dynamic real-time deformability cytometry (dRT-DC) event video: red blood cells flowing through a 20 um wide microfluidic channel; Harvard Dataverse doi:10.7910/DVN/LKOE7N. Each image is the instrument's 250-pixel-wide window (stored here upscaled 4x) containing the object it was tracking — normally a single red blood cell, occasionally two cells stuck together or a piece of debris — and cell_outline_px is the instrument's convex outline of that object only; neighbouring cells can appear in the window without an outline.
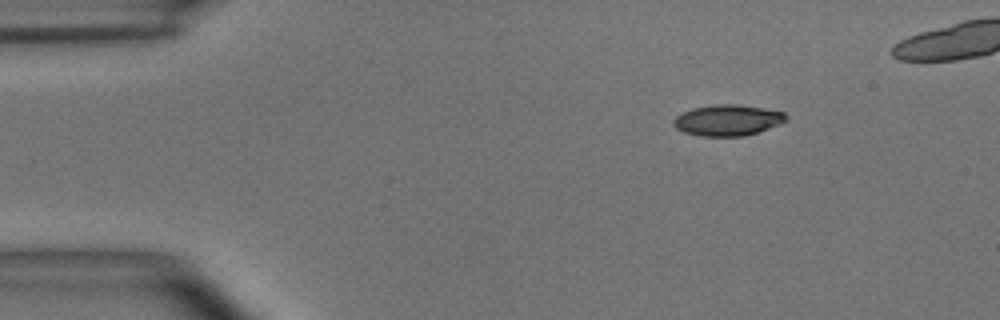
{"species": "common noctule bat (a hibernating species)", "species_latin": "Nyctalus noctula", "temperature_condition": "room temperature", "stored_images_in_passage": 10, "camera_frame_rate_fps": 3000, "um_per_image_px": 0.085, "animal": {"sex": "male", "body_mass_g": 15.6}, "frame": {"image": 1, "passage_image": 1, "time_ms": 0.0, "image_size_px": [1000, 320], "cell_outline_px": [[788, 116], [780, 124], [744, 136], [700, 136], [684, 132], [676, 128], [672, 124], [672, 120], [676, 116], [692, 108], [716, 104], [736, 104], [784, 112]], "centroid_in_image_um": [61.8, 10.22], "position_along_channel_um": 23.2, "area_um2": 20.11}}
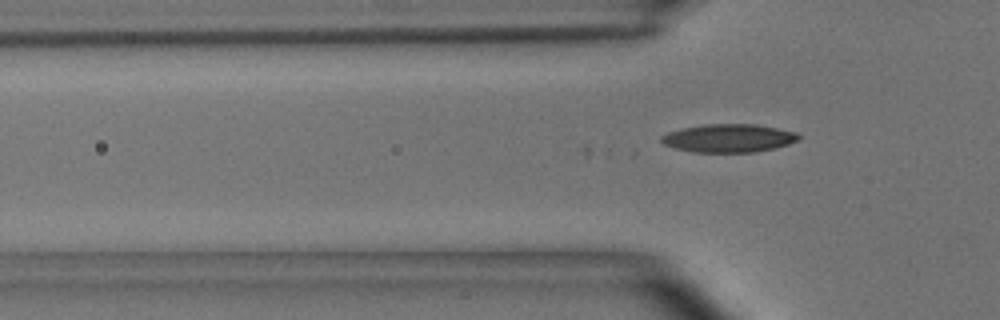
{"frame": {"image": 2, "passage_image": 10, "time_ms": 3.0, "image_size_px": [1000, 320], "cell_outline_px": [[800, 140], [788, 144], [756, 152], [692, 152], [676, 148], [664, 144], [660, 140], [660, 136], [668, 132], [680, 128], [704, 124], [756, 124], [796, 132], [800, 136]], "centroid_in_image_um": [61.92, 11.74], "position_along_channel_um": 63.9, "area_um2": 22.6}}